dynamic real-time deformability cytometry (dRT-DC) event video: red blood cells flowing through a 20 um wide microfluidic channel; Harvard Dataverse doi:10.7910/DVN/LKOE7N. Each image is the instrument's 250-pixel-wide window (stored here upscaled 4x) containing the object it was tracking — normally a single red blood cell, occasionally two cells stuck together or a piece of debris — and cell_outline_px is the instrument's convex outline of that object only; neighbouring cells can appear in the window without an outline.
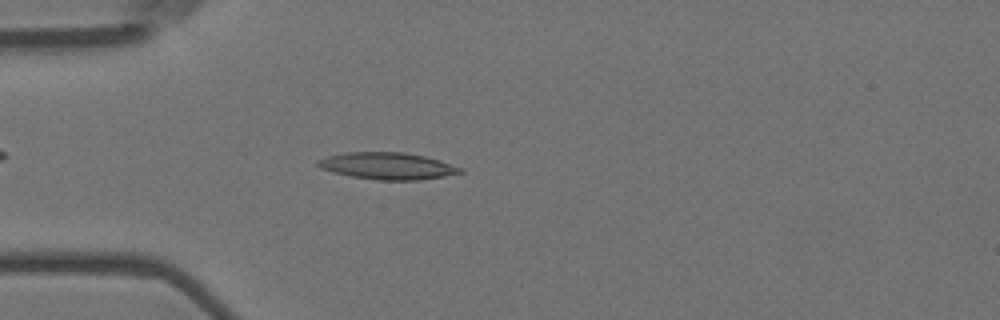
{"species": "Egyptian fruit bat (a non-hibernating species)", "species_latin": "Rousettus aegyptiacus", "temperature_condition": "room temperature", "stored_images_in_passage": 5, "camera_frame_rate_fps": 3000, "um_per_image_px": 0.085, "animal": {"sex": "female"}, "frame": {"image": 1, "passage_image": 5, "time_ms": 1.333, "image_size_px": [1000, 320], "cell_outline_px": [[464, 172], [444, 176], [420, 180], [376, 180], [352, 176], [332, 172], [320, 168], [316, 164], [316, 160], [328, 156], [348, 152], [404, 152], [424, 156], [440, 160], [464, 168]], "centroid_in_image_um": [32.95, 14.1], "position_along_channel_um": 52.0, "area_um2": 22.37}}